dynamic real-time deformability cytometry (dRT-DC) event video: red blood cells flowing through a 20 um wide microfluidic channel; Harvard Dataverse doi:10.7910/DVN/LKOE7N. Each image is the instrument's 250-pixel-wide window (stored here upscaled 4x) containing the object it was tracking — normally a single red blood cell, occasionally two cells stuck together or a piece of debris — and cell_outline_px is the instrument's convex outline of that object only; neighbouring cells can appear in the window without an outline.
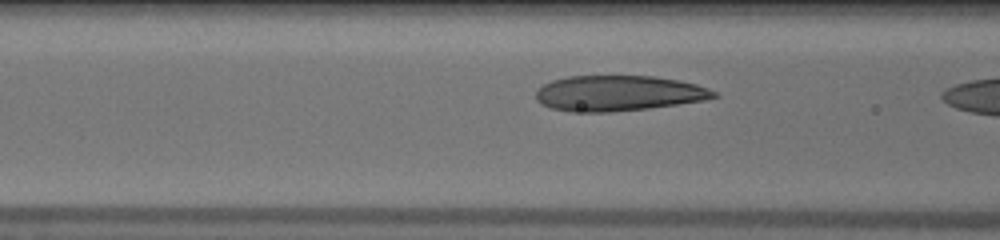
{"species": "human", "species_latin": "Homo sapiens", "temperature_condition": "warm", "stored_images_in_passage": 15, "segment_of_instrument_passage": [2, 2], "camera_frame_rate_fps": 3000, "um_per_image_px": 0.085, "donor": {"sex": "male"}, "frame": {"image": 1, "passage_image": 14, "time_ms": 4.333, "image_size_px": [1000, 240], "cell_outline_px": [[720, 96], [704, 100], [648, 108], [608, 112], [572, 112], [552, 108], [540, 104], [536, 100], [536, 88], [552, 80], [568, 76], [656, 76], [680, 80], [696, 84], [708, 88], [716, 92]], "centroid_in_image_um": [52.54, 7.92], "position_along_channel_um": 114.1, "area_um2": 36.93}}